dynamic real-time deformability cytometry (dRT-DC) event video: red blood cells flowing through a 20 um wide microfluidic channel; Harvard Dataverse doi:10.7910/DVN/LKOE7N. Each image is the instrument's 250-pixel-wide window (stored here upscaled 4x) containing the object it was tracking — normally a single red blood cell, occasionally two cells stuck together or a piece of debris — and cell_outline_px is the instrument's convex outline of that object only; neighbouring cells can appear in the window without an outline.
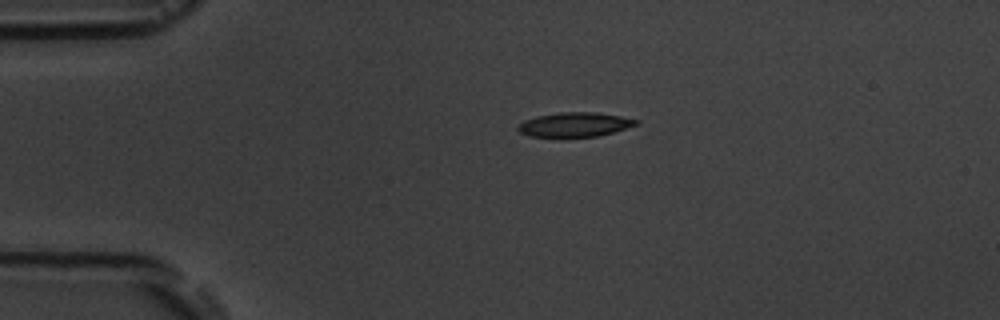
{"species": "common noctule bat (a hibernating species)", "species_latin": "Nyctalus noctula", "temperature_condition": "room temperature", "stored_images_in_passage": 12, "camera_frame_rate_fps": 3000, "um_per_image_px": 0.085, "animal": {"sex": "male", "body_mass_g": 19.5, "forearm_length_mm": 54.6}, "frame": {"image": 1, "passage_image": 1, "time_ms": 0.0, "image_size_px": [1000, 320], "cell_outline_px": [[640, 124], [612, 132], [596, 136], [560, 140], [528, 136], [520, 132], [516, 128], [524, 120], [536, 116], [560, 112], [596, 112], [620, 116], [640, 120]], "centroid_in_image_um": [48.8, 10.63], "position_along_channel_um": 36.2, "area_um2": 17.57}}
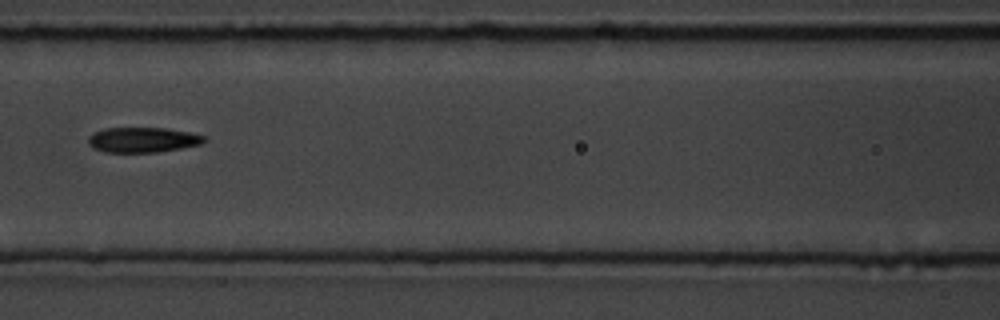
{"frame": {"image": 2, "passage_image": 4, "time_ms": 4.333, "image_size_px": [1000, 320], "cell_outline_px": [[208, 140], [200, 144], [180, 148], [156, 152], [104, 152], [92, 148], [88, 144], [88, 136], [92, 132], [104, 128], [164, 128], [188, 132], [204, 136]], "centroid_in_image_um": [12.07, 11.88], "position_along_channel_um": 154.5, "area_um2": 16.99}}
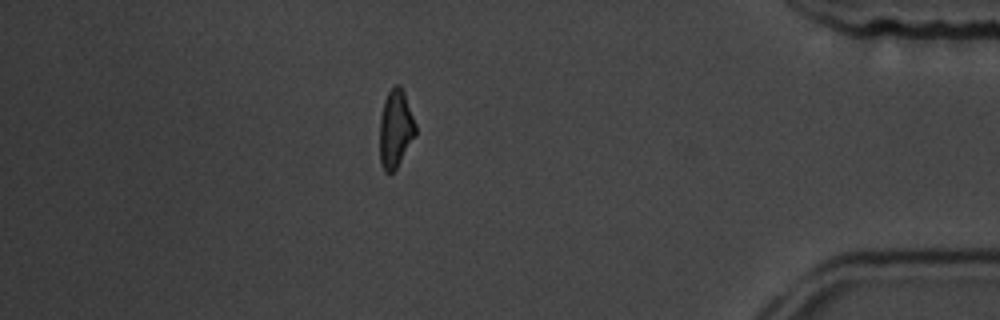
{"frame": {"image": 3, "passage_image": 11, "time_ms": 12.333, "image_size_px": [1000, 320], "cell_outline_px": [[416, 136], [396, 168], [392, 172], [384, 172], [380, 164], [380, 116], [384, 100], [388, 92], [396, 84], [400, 84], [404, 92], [416, 124]], "centroid_in_image_um": [33.62, 10.95], "position_along_channel_um": 401.6, "area_um2": 16.36}, "authors_computed_cell_mechanics": {"area_um2": 17.2533, "velocity_mm_per_s": 3.5916, "shape_relaxation_time_tau1_ms": 2.9532, "shape_relaxation_time_tau2_ms": 4.3403, "deformation_change_tau1": 0.1169, "deformation_change_tau2": 0.0958}}